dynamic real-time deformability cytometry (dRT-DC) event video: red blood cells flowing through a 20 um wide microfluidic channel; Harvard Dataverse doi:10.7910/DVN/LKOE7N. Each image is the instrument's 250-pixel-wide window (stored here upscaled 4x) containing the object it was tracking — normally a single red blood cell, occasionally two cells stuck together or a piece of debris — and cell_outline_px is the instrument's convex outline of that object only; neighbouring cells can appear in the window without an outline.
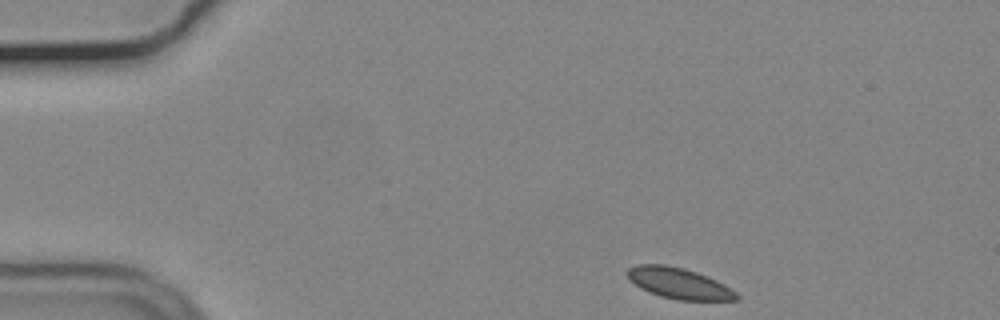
{"species": "common noctule bat (a hibernating species)", "species_latin": "Nyctalus noctula", "temperature_condition": "cold", "stored_images_in_passage": 48, "camera_frame_rate_fps": 3000, "um_per_image_px": 0.085, "animal": {"sex": "male", "body_mass_g": 19.2, "forearm_length_mm": 51.8}, "frame": {"image": 1, "passage_image": 1, "time_ms": 0.0, "image_size_px": [1000, 320], "cell_outline_px": [[740, 300], [676, 300], [660, 296], [640, 288], [628, 280], [624, 272], [628, 268], [636, 264], [664, 264], [684, 268], [708, 276], [724, 284], [736, 292], [740, 296]], "centroid_in_image_um": [57.67, 24.07], "position_along_channel_um": 27.3, "area_um2": 19.94}}
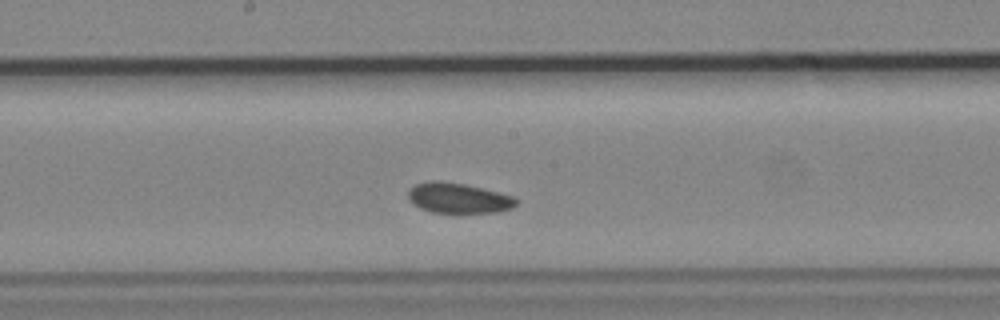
{"frame": {"image": 2, "passage_image": 22, "time_ms": 7.0, "image_size_px": [1000, 320], "cell_outline_px": [[520, 200], [512, 208], [496, 212], [460, 216], [432, 212], [420, 208], [412, 204], [408, 200], [408, 188], [412, 184], [432, 180], [436, 180], [464, 184], [516, 196]], "centroid_in_image_um": [38.95, 16.88], "position_along_channel_um": 209.2, "area_um2": 20.17}}
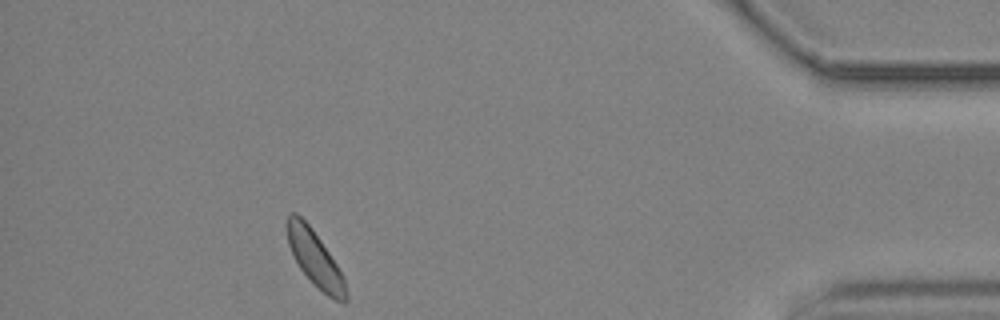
{"frame": {"image": 3, "passage_image": 43, "time_ms": 14.0, "image_size_px": [1000, 320], "cell_outline_px": [[348, 300], [344, 304], [332, 300], [300, 268], [292, 256], [288, 244], [284, 228], [284, 224], [288, 216], [292, 212], [296, 212], [312, 228], [344, 276], [348, 296]], "centroid_in_image_um": [26.75, 21.96], "position_along_channel_um": 408.4, "area_um2": 19.13}, "authors_computed_cell_mechanics": {"area_um2": 19.5942, "velocity_mm_per_s": 3.6216, "shape_relaxation_time_tau1_ms": null, "shape_relaxation_time_tau2_ms": 3.1414, "deformation_change_tau1": null, "deformation_change_tau2": 0.0518}}